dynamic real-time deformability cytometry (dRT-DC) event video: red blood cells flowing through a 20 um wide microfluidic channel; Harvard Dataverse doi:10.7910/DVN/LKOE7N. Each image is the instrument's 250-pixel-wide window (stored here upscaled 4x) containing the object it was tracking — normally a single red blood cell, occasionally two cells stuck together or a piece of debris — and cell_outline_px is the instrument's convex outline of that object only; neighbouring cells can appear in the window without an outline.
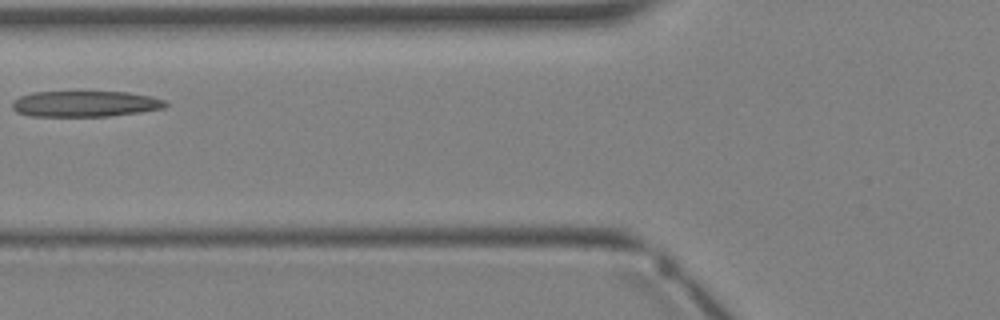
{"species": "Egyptian fruit bat (a non-hibernating species)", "species_latin": "Rousettus aegyptiacus", "temperature_condition": "warm", "stored_images_in_passage": 2, "camera_frame_rate_fps": 3000, "um_per_image_px": 0.085, "animal": {"sex": "female"}, "frame": {"image": 1, "passage_image": 2, "time_ms": 1.0, "image_size_px": [1000, 320], "cell_outline_px": [[168, 104], [164, 108], [140, 112], [108, 116], [28, 116], [16, 112], [12, 108], [12, 100], [20, 96], [32, 92], [128, 92], [152, 96], [164, 100]], "centroid_in_image_um": [7.21, 8.82], "position_along_channel_um": 118.6, "area_um2": 23.24}}